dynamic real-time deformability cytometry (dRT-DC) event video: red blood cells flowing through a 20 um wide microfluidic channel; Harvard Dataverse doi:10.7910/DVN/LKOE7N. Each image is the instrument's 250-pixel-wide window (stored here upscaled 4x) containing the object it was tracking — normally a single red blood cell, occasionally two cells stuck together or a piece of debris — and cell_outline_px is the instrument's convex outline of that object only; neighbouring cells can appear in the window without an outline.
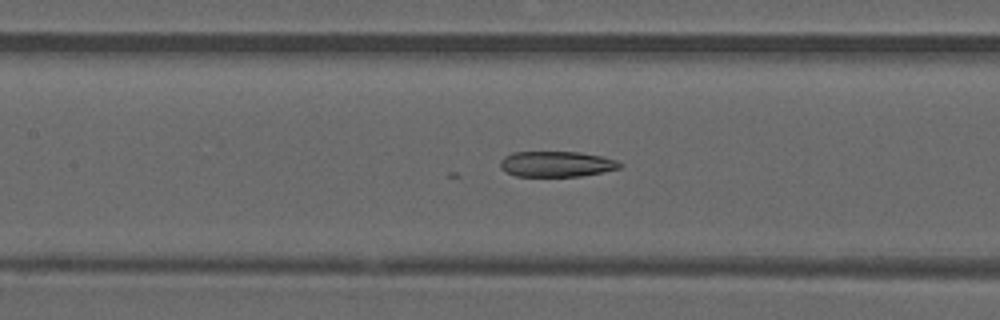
{"species": "common noctule bat (a hibernating species)", "species_latin": "Nyctalus noctula", "temperature_condition": "warm", "stored_images_in_passage": 44, "camera_frame_rate_fps": 3000, "um_per_image_px": 0.085, "animal": {"sex": "male", "forearm_length_mm": 52.5}, "frame": {"image": 1, "passage_image": 22, "time_ms": 7.0, "image_size_px": [1000, 320], "cell_outline_px": [[624, 164], [620, 168], [580, 176], [516, 176], [504, 172], [500, 168], [500, 160], [504, 156], [512, 152], [580, 152], [600, 156], [616, 160]], "centroid_in_image_um": [47.26, 13.94], "position_along_channel_um": 160.1, "area_um2": 17.86}}
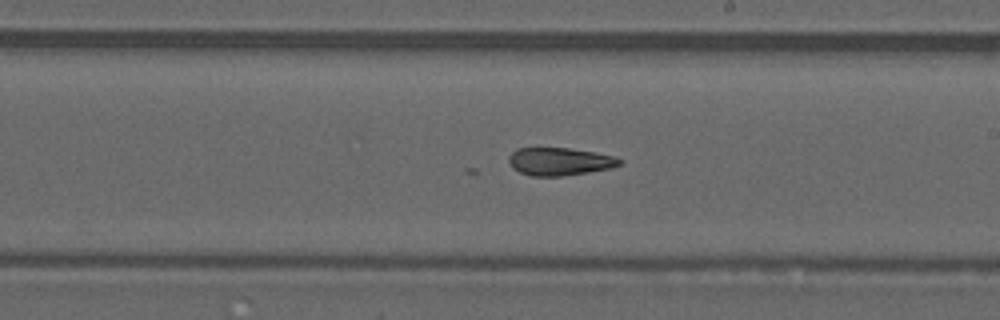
{"frame": {"image": 2, "passage_image": 28, "time_ms": 9.0, "image_size_px": [1000, 320], "cell_outline_px": [[624, 160], [620, 164], [608, 168], [588, 172], [564, 176], [532, 176], [520, 172], [512, 168], [508, 160], [508, 156], [516, 148], [568, 148], [592, 152], [612, 156]], "centroid_in_image_um": [47.51, 13.73], "position_along_channel_um": 241.5, "area_um2": 17.8}}
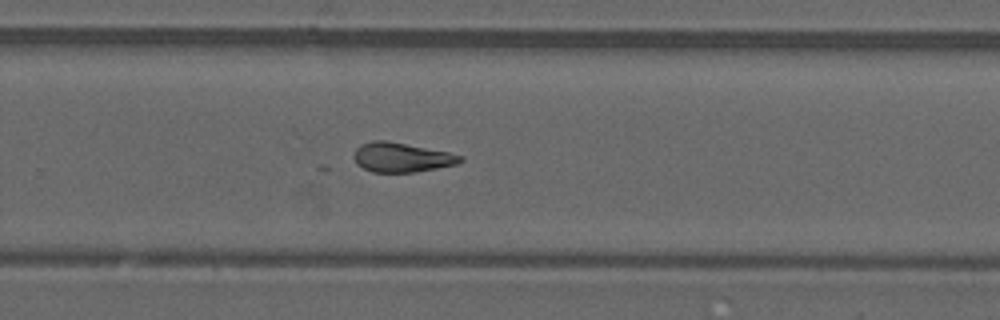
{"frame": {"image": 3, "passage_image": 32, "time_ms": 10.333, "image_size_px": [1000, 320], "cell_outline_px": [[464, 160], [456, 164], [436, 168], [412, 172], [372, 172], [356, 164], [352, 156], [356, 148], [360, 144], [372, 140], [384, 140], [448, 152], [464, 156]], "centroid_in_image_um": [34.09, 13.37], "position_along_channel_um": 295.7, "area_um2": 18.21}}